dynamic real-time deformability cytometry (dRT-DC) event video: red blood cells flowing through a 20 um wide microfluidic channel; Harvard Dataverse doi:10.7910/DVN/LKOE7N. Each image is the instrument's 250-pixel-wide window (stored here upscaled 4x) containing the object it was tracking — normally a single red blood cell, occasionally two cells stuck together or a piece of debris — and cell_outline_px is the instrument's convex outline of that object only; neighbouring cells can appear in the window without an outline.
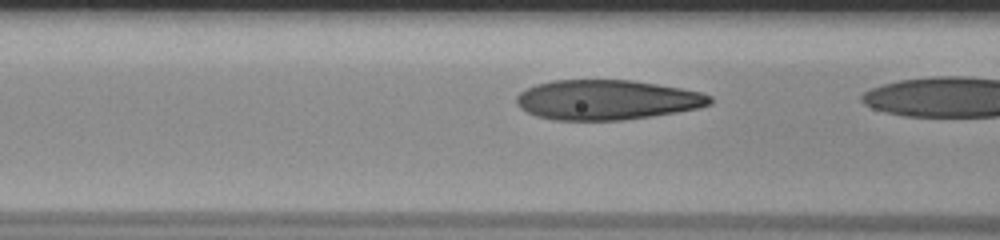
{"species": "human", "species_latin": "Homo sapiens", "temperature_condition": "room temperature", "stored_images_in_passage": 14, "camera_frame_rate_fps": 3000, "um_per_image_px": 0.085, "donor": {"sex": "male"}, "frame": {"image": 1, "passage_image": 13, "time_ms": 4.0, "image_size_px": [1000, 240], "cell_outline_px": [[712, 104], [700, 108], [652, 116], [624, 120], [552, 120], [536, 116], [520, 108], [516, 104], [516, 96], [520, 92], [536, 84], [552, 80], [632, 80], [680, 88], [700, 92], [712, 96]], "centroid_in_image_um": [51.58, 8.49], "position_along_channel_um": 115.0, "area_um2": 45.08}}